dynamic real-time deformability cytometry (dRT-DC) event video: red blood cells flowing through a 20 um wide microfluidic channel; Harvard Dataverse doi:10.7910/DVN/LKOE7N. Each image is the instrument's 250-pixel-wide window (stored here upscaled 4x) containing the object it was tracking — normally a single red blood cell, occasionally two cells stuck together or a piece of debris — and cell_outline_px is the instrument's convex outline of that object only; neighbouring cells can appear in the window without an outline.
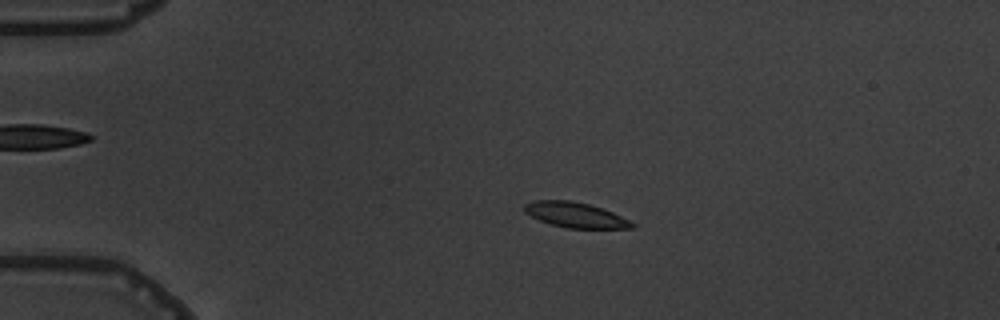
{"species": "common noctule bat (a hibernating species)", "species_latin": "Nyctalus noctula", "temperature_condition": "warm", "stored_images_in_passage": 5, "camera_frame_rate_fps": 3000, "um_per_image_px": 0.085, "animal": {"sex": "male", "body_mass_g": 19.5, "forearm_length_mm": 54.6}, "frame": {"image": 1, "passage_image": 3, "time_ms": 2.333, "image_size_px": [1000, 320], "cell_outline_px": [[636, 224], [632, 228], [568, 228], [552, 224], [540, 220], [524, 212], [524, 204], [532, 200], [572, 200], [588, 204], [612, 212]], "centroid_in_image_um": [48.87, 18.26], "position_along_channel_um": 36.1, "area_um2": 15.61}}